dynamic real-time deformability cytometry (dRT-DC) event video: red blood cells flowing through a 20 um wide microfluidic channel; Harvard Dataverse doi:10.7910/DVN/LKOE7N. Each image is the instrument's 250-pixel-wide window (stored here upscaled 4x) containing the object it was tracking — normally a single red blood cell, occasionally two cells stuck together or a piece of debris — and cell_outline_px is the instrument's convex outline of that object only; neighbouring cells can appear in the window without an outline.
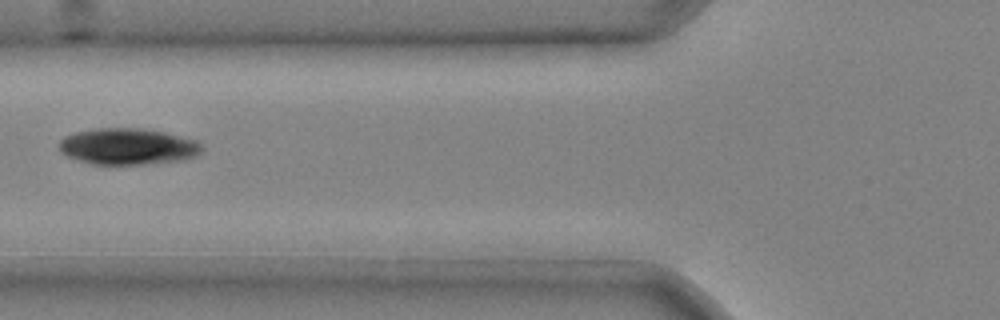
{"species": "common noctule bat (a hibernating species)", "species_latin": "Nyctalus noctula", "temperature_condition": "cold", "stored_images_in_passage": 5, "camera_frame_rate_fps": 3000, "um_per_image_px": 0.085, "animal": {"sex": "male", "body_mass_g": 20.4}, "frame": {"image": 1, "passage_image": 4, "time_ms": 1.0, "image_size_px": [1000, 320], "cell_outline_px": [[204, 148], [196, 156], [184, 160], [144, 164], [92, 164], [68, 156], [60, 152], [60, 140], [64, 136], [76, 132], [96, 128], [140, 128], [164, 132], [196, 140]], "centroid_in_image_um": [10.88, 12.45], "position_along_channel_um": 114.9, "area_um2": 30.17}}
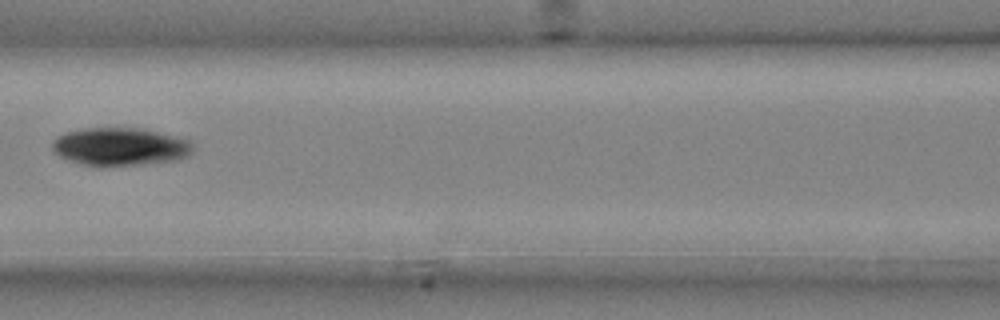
{"frame": {"image": 2, "passage_image": 5, "time_ms": 1.333, "image_size_px": [1000, 320], "cell_outline_px": [[192, 152], [188, 156], [176, 160], [104, 168], [100, 168], [68, 160], [60, 156], [52, 148], [52, 140], [56, 136], [68, 132], [84, 128], [140, 128], [192, 140]], "centroid_in_image_um": [10.2, 12.48], "position_along_channel_um": 156.4, "area_um2": 31.39}}